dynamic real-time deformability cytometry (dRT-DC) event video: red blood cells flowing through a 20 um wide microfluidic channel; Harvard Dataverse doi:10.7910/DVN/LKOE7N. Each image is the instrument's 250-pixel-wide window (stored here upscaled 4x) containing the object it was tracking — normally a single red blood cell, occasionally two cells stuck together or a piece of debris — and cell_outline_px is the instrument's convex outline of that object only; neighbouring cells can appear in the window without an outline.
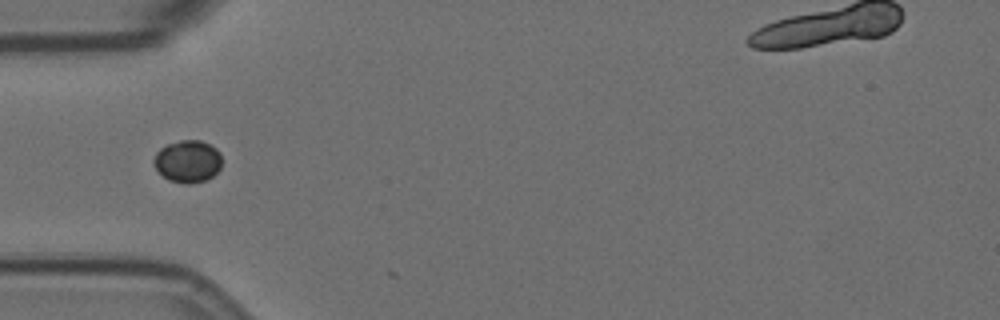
{"species": "Egyptian fruit bat (a non-hibernating species)", "species_latin": "Rousettus aegyptiacus", "temperature_condition": "room temperature", "stored_images_in_passage": 3, "camera_frame_rate_fps": 3000, "um_per_image_px": 0.085, "animal": {"sex": "female"}, "frame": {"image": 1, "passage_image": 1, "time_ms": 0.0, "image_size_px": [1000, 320], "cell_outline_px": [[220, 168], [212, 176], [204, 180], [192, 184], [184, 184], [168, 180], [156, 168], [152, 160], [156, 152], [160, 148], [168, 144], [180, 140], [200, 140], [216, 148], [220, 152]], "centroid_in_image_um": [15.93, 13.71], "position_along_channel_um": 69.1, "area_um2": 16.7}}